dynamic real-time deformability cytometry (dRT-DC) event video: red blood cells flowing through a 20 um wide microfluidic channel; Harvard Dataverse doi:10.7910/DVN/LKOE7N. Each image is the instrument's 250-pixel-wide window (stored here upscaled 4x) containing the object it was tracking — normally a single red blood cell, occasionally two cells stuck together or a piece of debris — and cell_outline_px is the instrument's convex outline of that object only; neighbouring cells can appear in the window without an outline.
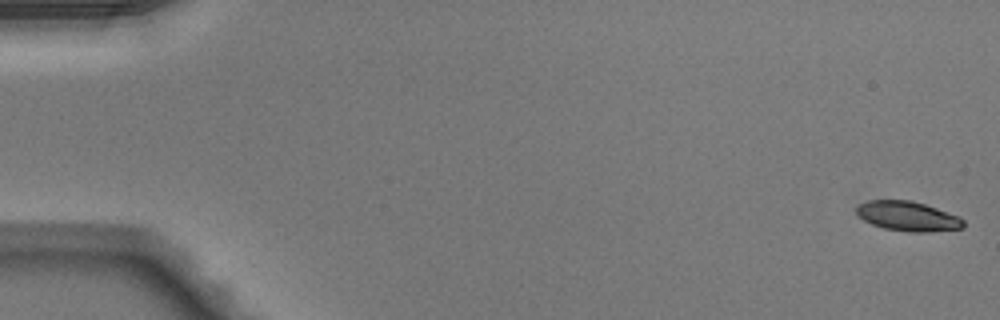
{"species": "Egyptian fruit bat (a non-hibernating species)", "species_latin": "Rousettus aegyptiacus", "temperature_condition": "warm", "stored_images_in_passage": 50, "camera_frame_rate_fps": 3000, "um_per_image_px": 0.085, "animal": {"sex": "male"}, "frame": {"image": 1, "passage_image": 1, "time_ms": 0.0, "image_size_px": [1000, 320], "cell_outline_px": [[964, 228], [928, 232], [908, 232], [884, 228], [872, 224], [864, 220], [856, 212], [856, 208], [860, 204], [868, 200], [912, 200], [960, 216], [964, 220]], "centroid_in_image_um": [77.19, 18.38], "position_along_channel_um": 7.8, "area_um2": 18.5}}
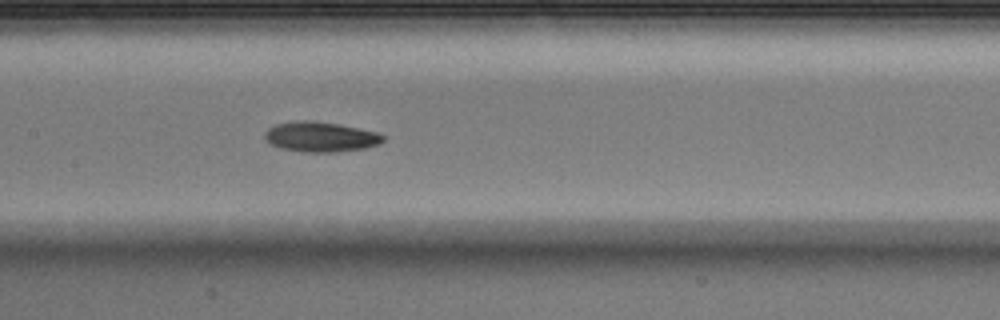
{"frame": {"image": 2, "passage_image": 25, "time_ms": 8.0, "image_size_px": [1000, 320], "cell_outline_px": [[384, 140], [380, 144], [364, 148], [336, 152], [304, 152], [280, 148], [272, 144], [264, 136], [264, 132], [268, 128], [276, 124], [296, 120], [312, 120], [336, 124], [376, 132], [384, 136]], "centroid_in_image_um": [27.22, 11.63], "position_along_channel_um": 180.2, "area_um2": 20.58}}
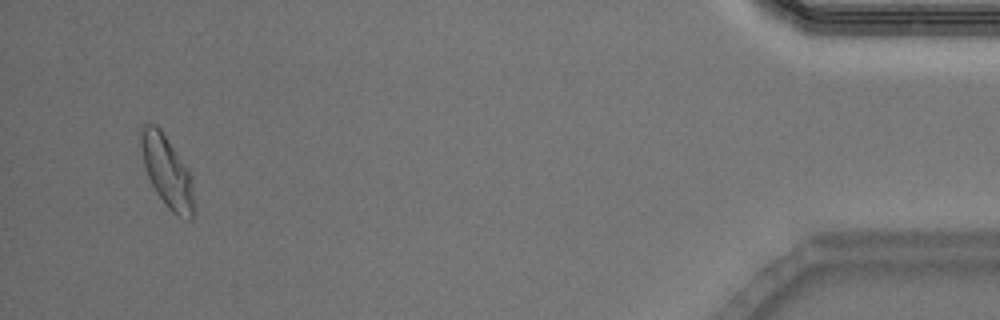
{"frame": {"image": 3, "passage_image": 48, "time_ms": 15.667, "image_size_px": [1000, 320], "cell_outline_px": [[196, 212], [192, 220], [188, 220], [172, 212], [168, 208], [156, 192], [148, 176], [144, 164], [140, 144], [140, 124], [156, 124], [160, 128], [188, 172], [192, 184]], "centroid_in_image_um": [14.19, 14.62], "position_along_channel_um": 421.0, "area_um2": 21.79}, "authors_computed_cell_mechanics": {"area_um2": 19.9121, "velocity_mm_per_s": 4.1079, "shape_relaxation_time_tau1_ms": 2.6835, "shape_relaxation_time_tau2_ms": 3.2395, "deformation_change_tau1": 0.1346, "deformation_change_tau2": 0.0825}}